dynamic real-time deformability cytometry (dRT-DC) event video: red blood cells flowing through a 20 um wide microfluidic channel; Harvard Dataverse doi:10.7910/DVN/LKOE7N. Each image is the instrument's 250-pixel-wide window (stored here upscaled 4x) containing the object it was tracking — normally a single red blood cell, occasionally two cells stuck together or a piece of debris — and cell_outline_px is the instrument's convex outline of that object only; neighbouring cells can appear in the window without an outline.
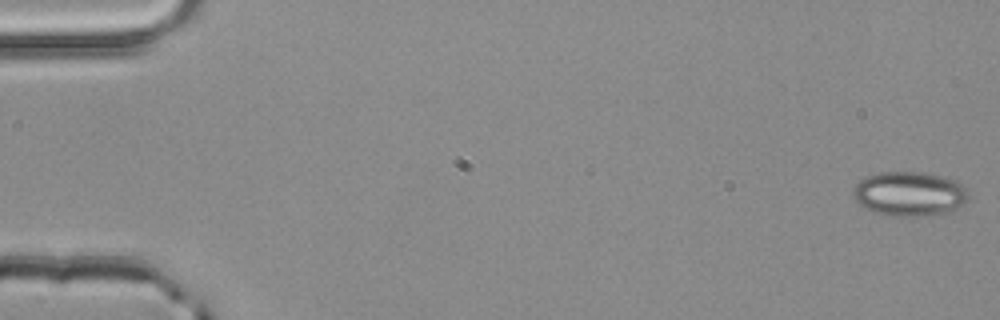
{"species": "common noctule bat (a hibernating species)", "species_latin": "Nyctalus noctula", "temperature_condition": "room temperature", "stored_images_in_passage": 52, "camera_frame_rate_fps": 3000, "um_per_image_px": 0.085, "animal": {"sex": "male", "body_mass_g": 20.4}, "frame": {"image": 1, "passage_image": 1, "time_ms": 0.0, "image_size_px": [1000, 320], "cell_outline_px": [[968, 200], [964, 204], [952, 212], [916, 216], [896, 216], [876, 212], [860, 204], [852, 196], [852, 192], [856, 184], [860, 180], [868, 176], [880, 172], [920, 172], [940, 176], [956, 180], [968, 192]], "centroid_in_image_um": [77.33, 16.47], "position_along_channel_um": 7.7, "area_um2": 29.65}}
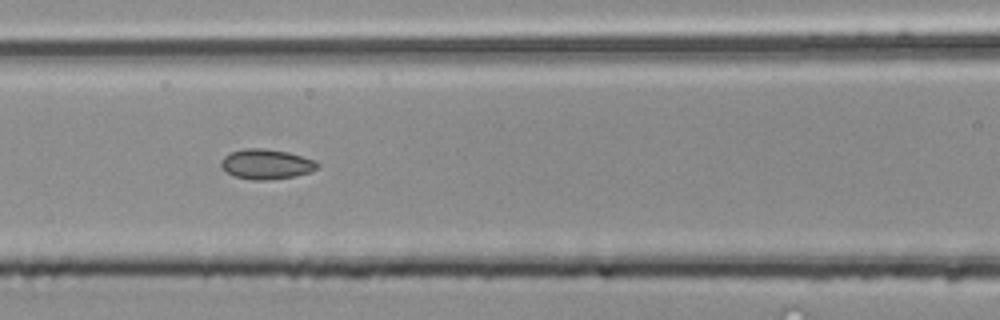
{"frame": {"image": 2, "passage_image": 23, "time_ms": 7.333, "image_size_px": [1000, 320], "cell_outline_px": [[320, 164], [312, 172], [292, 176], [264, 180], [252, 180], [236, 176], [228, 172], [220, 164], [220, 160], [224, 156], [232, 152], [244, 148], [264, 148], [288, 152], [312, 160]], "centroid_in_image_um": [22.62, 13.94], "position_along_channel_um": 144.0, "area_um2": 16.53}}
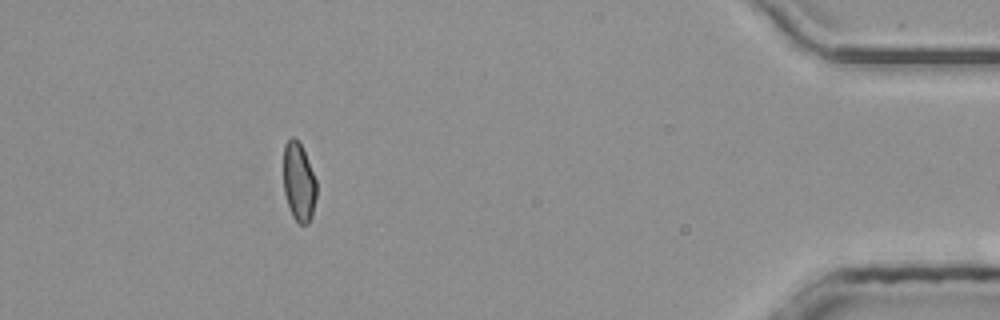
{"frame": {"image": 3, "passage_image": 47, "time_ms": 15.333, "image_size_px": [1000, 320], "cell_outline_px": [[316, 196], [312, 216], [308, 224], [300, 224], [292, 216], [284, 192], [284, 144], [292, 136], [300, 144], [304, 152], [316, 180]], "centroid_in_image_um": [25.4, 15.5], "position_along_channel_um": 409.8, "area_um2": 14.91}, "authors_computed_cell_mechanics": {"area_um2": 16.2129, "velocity_mm_per_s": 4.0672, "shape_relaxation_time_tau1_ms": null, "shape_relaxation_time_tau2_ms": 1.865, "deformation_change_tau1": null, "deformation_change_tau2": 0.0677}}